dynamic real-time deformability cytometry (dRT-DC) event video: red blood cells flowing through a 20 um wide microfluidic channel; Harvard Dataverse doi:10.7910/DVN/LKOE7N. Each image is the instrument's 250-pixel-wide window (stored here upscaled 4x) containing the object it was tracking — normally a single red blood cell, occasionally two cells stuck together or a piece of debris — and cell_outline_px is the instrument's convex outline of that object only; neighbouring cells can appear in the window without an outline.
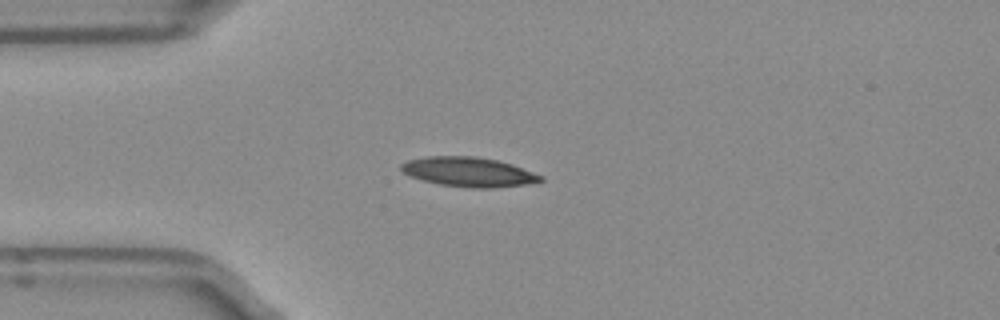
{"species": "Egyptian fruit bat (a non-hibernating species)", "species_latin": "Rousettus aegyptiacus", "temperature_condition": "room temperature", "stored_images_in_passage": 39, "camera_frame_rate_fps": 3000, "um_per_image_px": 0.085, "frame": {"image": 1, "passage_image": 1, "time_ms": 0.0, "image_size_px": [1000, 320], "cell_outline_px": [[544, 180], [524, 184], [492, 188], [472, 188], [440, 184], [424, 180], [412, 176], [404, 172], [400, 168], [400, 164], [408, 160], [428, 156], [472, 156], [496, 160], [512, 164], [544, 176]], "centroid_in_image_um": [39.84, 14.61], "position_along_channel_um": 45.2, "area_um2": 23.7}}
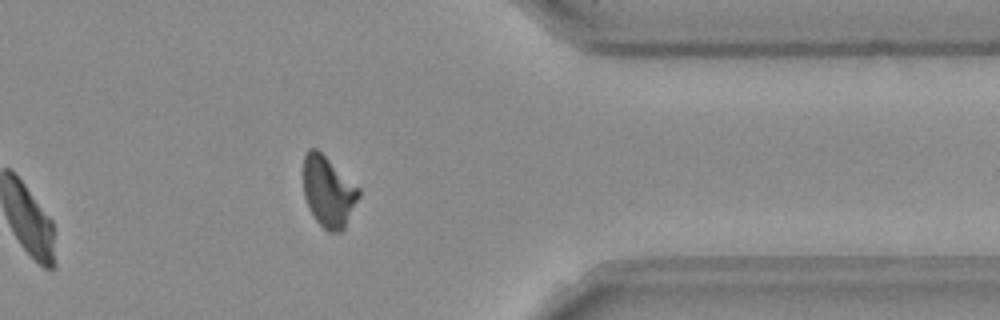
{"frame": {"image": 2, "passage_image": 29, "time_ms": 9.333, "image_size_px": [1000, 320], "cell_outline_px": [[360, 196], [344, 228], [340, 232], [328, 232], [316, 220], [308, 208], [304, 196], [304, 156], [308, 148], [316, 148], [360, 188]], "centroid_in_image_um": [27.91, 16.29], "position_along_channel_um": 383.5, "area_um2": 22.72}}
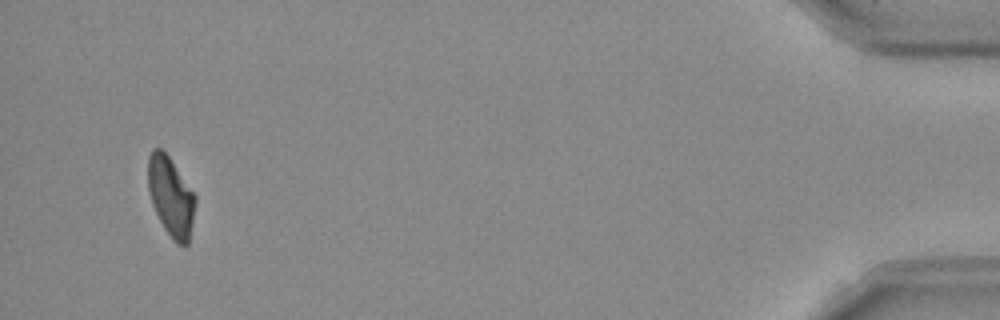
{"frame": {"image": 3, "passage_image": 37, "time_ms": 12.0, "image_size_px": [1000, 320], "cell_outline_px": [[196, 204], [188, 244], [176, 244], [172, 240], [164, 228], [152, 204], [148, 192], [148, 156], [152, 148], [160, 148], [168, 156], [196, 196]], "centroid_in_image_um": [14.51, 16.71], "position_along_channel_um": 420.7, "area_um2": 21.73}, "authors_computed_cell_mechanics": {"area_um2": 22.7154, "velocity_mm_per_s": 3.9353, "shape_relaxation_time_tau1_ms": null, "shape_relaxation_time_tau2_ms": 5.8592, "deformation_change_tau1": null, "deformation_change_tau2": 0.1311}}